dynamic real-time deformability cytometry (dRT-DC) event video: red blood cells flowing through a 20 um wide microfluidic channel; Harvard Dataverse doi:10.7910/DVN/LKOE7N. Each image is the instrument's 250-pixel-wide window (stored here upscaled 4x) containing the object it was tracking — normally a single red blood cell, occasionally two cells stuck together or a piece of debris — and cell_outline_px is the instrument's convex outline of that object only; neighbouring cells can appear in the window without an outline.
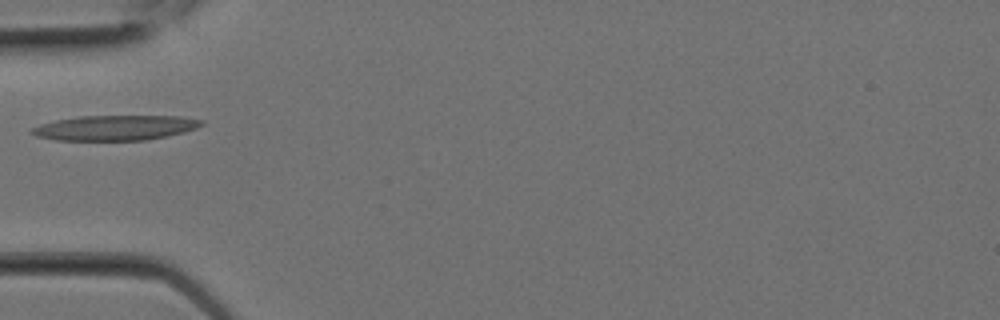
{"species": "Egyptian fruit bat (a non-hibernating species)", "species_latin": "Rousettus aegyptiacus", "temperature_condition": "room temperature", "stored_images_in_passage": 1, "camera_frame_rate_fps": 3000, "um_per_image_px": 0.085, "animal": {"sex": "female"}, "frame": {"image": 1, "passage_image": 1, "time_ms": 0.0, "image_size_px": [1000, 320], "cell_outline_px": [[204, 124], [196, 128], [184, 132], [168, 136], [144, 140], [56, 140], [36, 136], [28, 132], [32, 128], [40, 124], [56, 120], [80, 116], [180, 116], [204, 120]], "centroid_in_image_um": [9.79, 10.86], "position_along_channel_um": 75.2, "area_um2": 24.8}}